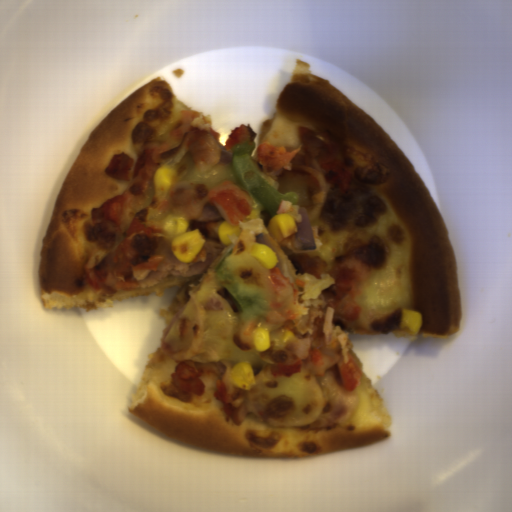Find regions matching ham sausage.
Segmentation results:
<instances>
[{"label":"ham sausage","instance_id":"0cea0756","mask_svg":"<svg viewBox=\"0 0 512 512\" xmlns=\"http://www.w3.org/2000/svg\"><path fill=\"white\" fill-rule=\"evenodd\" d=\"M245 390L251 415L274 427L327 428L341 421L354 401L335 393L304 366L290 377L272 376L262 368Z\"/></svg>","mask_w":512,"mask_h":512},{"label":"ham sausage","instance_id":"b0c6462f","mask_svg":"<svg viewBox=\"0 0 512 512\" xmlns=\"http://www.w3.org/2000/svg\"><path fill=\"white\" fill-rule=\"evenodd\" d=\"M205 260L204 262L182 263L172 251L171 242L162 240L156 250L159 255H164L157 270L149 272L138 284L140 288L152 287L171 276L189 278L206 273L210 265L221 255L226 248L220 238L204 237Z\"/></svg>","mask_w":512,"mask_h":512},{"label":"ham sausage","instance_id":"589cc3d0","mask_svg":"<svg viewBox=\"0 0 512 512\" xmlns=\"http://www.w3.org/2000/svg\"><path fill=\"white\" fill-rule=\"evenodd\" d=\"M223 216L219 221H206L205 227L207 230L208 237L212 239H220L219 237V227L222 222H224Z\"/></svg>","mask_w":512,"mask_h":512},{"label":"ham sausage","instance_id":"ce85e706","mask_svg":"<svg viewBox=\"0 0 512 512\" xmlns=\"http://www.w3.org/2000/svg\"><path fill=\"white\" fill-rule=\"evenodd\" d=\"M222 217L221 213L208 202L205 204L202 216L193 220L197 222H219Z\"/></svg>","mask_w":512,"mask_h":512},{"label":"ham sausage","instance_id":"57e86f06","mask_svg":"<svg viewBox=\"0 0 512 512\" xmlns=\"http://www.w3.org/2000/svg\"><path fill=\"white\" fill-rule=\"evenodd\" d=\"M205 259H206V248L204 246V244L202 245V247L200 248V250L198 251L197 255L195 256V258L193 260H191L190 262H204L205 263Z\"/></svg>","mask_w":512,"mask_h":512},{"label":"ham sausage","instance_id":"77c602ba","mask_svg":"<svg viewBox=\"0 0 512 512\" xmlns=\"http://www.w3.org/2000/svg\"><path fill=\"white\" fill-rule=\"evenodd\" d=\"M205 311L193 295L174 314L159 336V348L174 362L192 361L200 350Z\"/></svg>","mask_w":512,"mask_h":512}]
</instances>
